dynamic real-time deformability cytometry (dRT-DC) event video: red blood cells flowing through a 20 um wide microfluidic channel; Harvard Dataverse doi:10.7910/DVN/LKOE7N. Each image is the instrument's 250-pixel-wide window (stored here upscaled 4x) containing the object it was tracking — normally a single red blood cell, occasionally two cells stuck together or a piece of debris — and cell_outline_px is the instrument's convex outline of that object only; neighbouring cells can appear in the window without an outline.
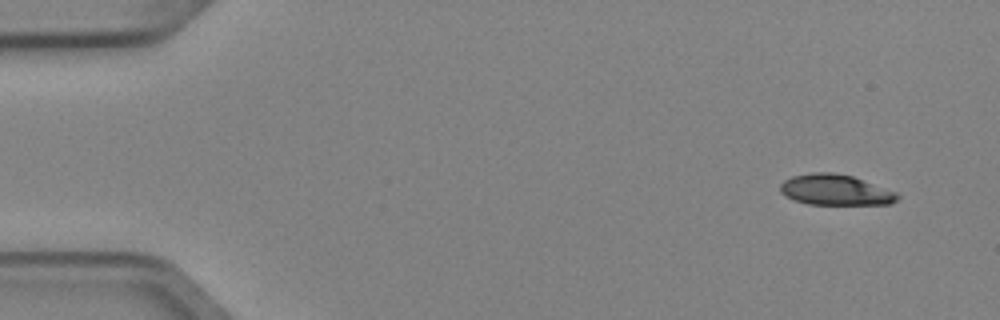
{"species": "Egyptian fruit bat (a non-hibernating species)", "species_latin": "Rousettus aegyptiacus", "temperature_condition": "cold", "stored_images_in_passage": 5, "segment_of_instrument_passage": [1, 2], "camera_frame_rate_fps": 3000, "um_per_image_px": 0.085, "animal": {"sex": "female"}, "frame": {"image": 1, "passage_image": 1, "time_ms": 0.0, "image_size_px": [1000, 320], "cell_outline_px": [[900, 196], [896, 200], [888, 204], [808, 204], [792, 200], [784, 196], [780, 192], [780, 184], [784, 180], [792, 176], [812, 172], [832, 172], [852, 176], [896, 192]], "centroid_in_image_um": [70.95, 16.14], "position_along_channel_um": 14.1, "area_um2": 20.92}}